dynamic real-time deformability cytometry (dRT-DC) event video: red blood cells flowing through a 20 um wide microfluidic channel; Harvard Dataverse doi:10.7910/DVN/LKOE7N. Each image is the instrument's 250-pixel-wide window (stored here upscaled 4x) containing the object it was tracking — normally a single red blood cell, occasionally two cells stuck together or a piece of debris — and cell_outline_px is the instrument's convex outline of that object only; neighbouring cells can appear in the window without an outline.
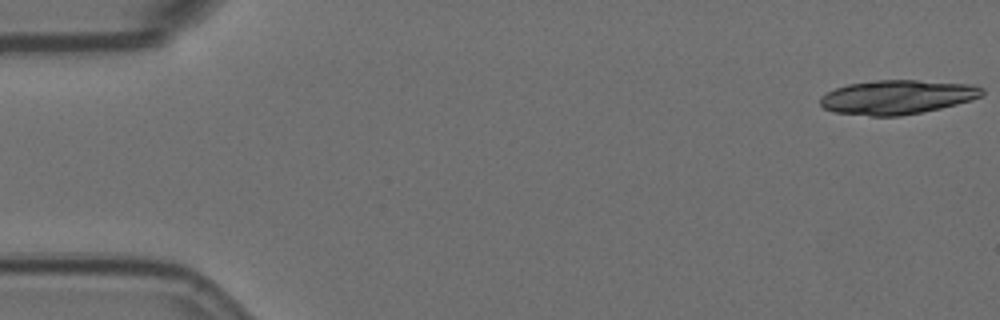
{"species": "Egyptian fruit bat (a non-hibernating species)", "species_latin": "Rousettus aegyptiacus", "temperature_condition": "room temperature", "stored_images_in_passage": 19, "camera_frame_rate_fps": 3000, "um_per_image_px": 0.085, "animal": {"sex": "female"}, "frame": {"image": 1, "passage_image": 1, "time_ms": 0.0, "image_size_px": [1000, 320], "cell_outline_px": [[984, 92], [980, 96], [972, 100], [940, 108], [900, 116], [872, 116], [832, 112], [824, 108], [820, 104], [820, 96], [836, 88], [848, 84], [876, 80], [916, 80], [972, 84], [984, 88]], "centroid_in_image_um": [76.25, 8.25], "position_along_channel_um": 8.7, "area_um2": 32.19}}